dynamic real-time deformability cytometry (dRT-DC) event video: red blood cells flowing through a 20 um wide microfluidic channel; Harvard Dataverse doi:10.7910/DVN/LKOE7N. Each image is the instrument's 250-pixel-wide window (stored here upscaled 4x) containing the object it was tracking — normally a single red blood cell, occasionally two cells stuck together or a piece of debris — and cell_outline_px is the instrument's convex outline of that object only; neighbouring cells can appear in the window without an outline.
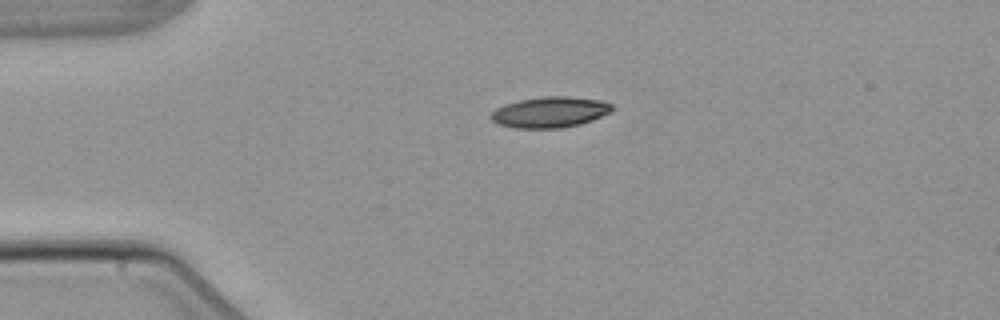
{"species": "common noctule bat (a hibernating species)", "species_latin": "Nyctalus noctula", "temperature_condition": "warm", "stored_images_in_passage": 4, "camera_frame_rate_fps": 3000, "um_per_image_px": 0.085, "animal": {"sex": "male", "body_mass_g": 21.5, "forearm_length_mm": 52.0}, "frame": {"image": 1, "passage_image": 3, "time_ms": 6.333, "image_size_px": [1000, 320], "cell_outline_px": [[612, 112], [592, 120], [580, 124], [560, 128], [516, 128], [500, 124], [492, 120], [488, 116], [496, 108], [504, 104], [520, 100], [544, 96], [568, 96], [600, 100], [612, 104]], "centroid_in_image_um": [46.74, 9.53], "position_along_channel_um": 38.3, "area_um2": 21.73}}